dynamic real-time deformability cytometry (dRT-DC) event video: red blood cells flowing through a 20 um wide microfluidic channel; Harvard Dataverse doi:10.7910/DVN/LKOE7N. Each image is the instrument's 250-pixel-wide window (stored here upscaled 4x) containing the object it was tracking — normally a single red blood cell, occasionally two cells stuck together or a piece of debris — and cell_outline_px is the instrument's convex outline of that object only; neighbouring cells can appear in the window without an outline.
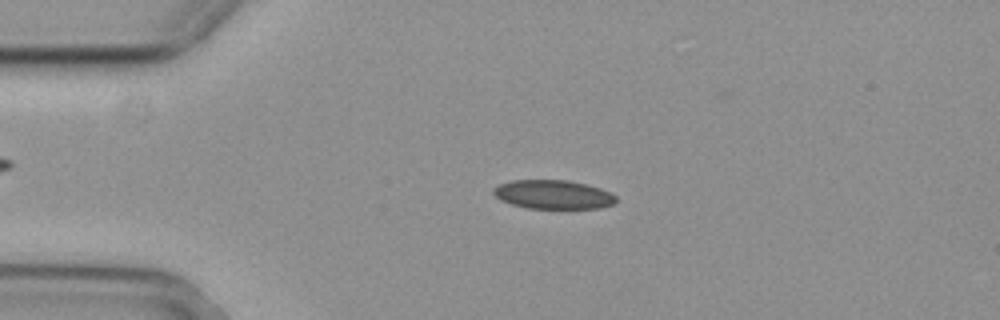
{"species": "common noctule bat (a hibernating species)", "species_latin": "Nyctalus noctula", "temperature_condition": "cold", "stored_images_in_passage": 56, "camera_frame_rate_fps": 3000, "um_per_image_px": 0.085, "animal": {"sex": "female", "body_mass_g": 29.2, "forearm_length_mm": 56.3}, "frame": {"image": 1, "passage_image": 13, "time_ms": 4.0, "image_size_px": [1000, 320], "cell_outline_px": [[616, 204], [600, 208], [528, 208], [512, 204], [500, 200], [492, 192], [492, 188], [500, 184], [512, 180], [568, 180], [588, 184], [600, 188], [616, 196]], "centroid_in_image_um": [47.03, 16.53], "position_along_channel_um": 38.0, "area_um2": 20.69}}
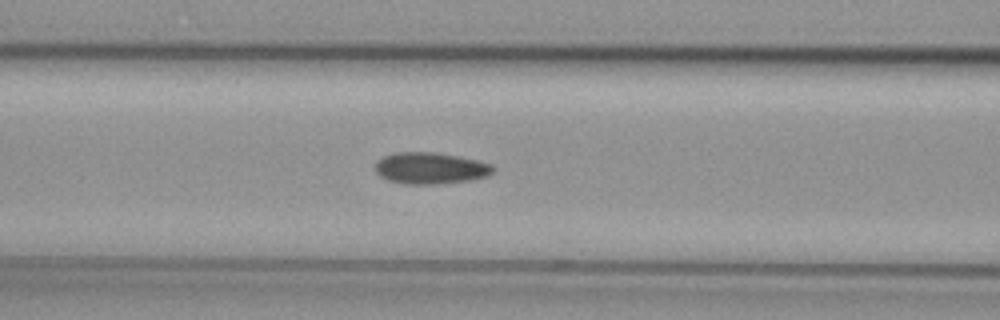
{"frame": {"image": 2, "passage_image": 23, "time_ms": 7.333, "image_size_px": [1000, 320], "cell_outline_px": [[496, 168], [488, 176], [468, 180], [436, 184], [404, 184], [388, 180], [380, 176], [376, 172], [376, 160], [384, 156], [396, 152], [436, 152], [460, 156], [492, 164]], "centroid_in_image_um": [36.58, 14.29], "position_along_channel_um": 130.0, "area_um2": 21.73}}
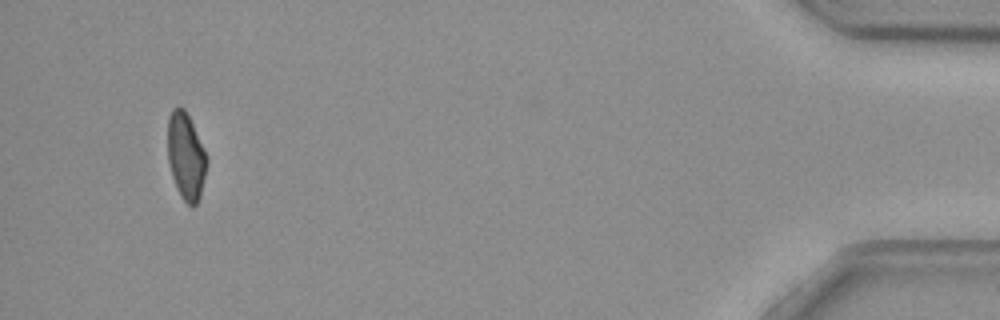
{"frame": {"image": 3, "passage_image": 53, "time_ms": 17.333, "image_size_px": [1000, 320], "cell_outline_px": [[208, 160], [200, 196], [196, 204], [192, 208], [180, 196], [176, 188], [172, 176], [168, 160], [168, 116], [172, 108], [184, 108], [208, 156]], "centroid_in_image_um": [15.8, 13.3], "position_along_channel_um": 419.4, "area_um2": 19.71}, "authors_computed_cell_mechanics": {"area_um2": 20.9236, "velocity_mm_per_s": 3.7057, "shape_relaxation_time_tau1_ms": null, "shape_relaxation_time_tau2_ms": 8.7456, "deformation_change_tau1": null, "deformation_change_tau2": 0.119}}